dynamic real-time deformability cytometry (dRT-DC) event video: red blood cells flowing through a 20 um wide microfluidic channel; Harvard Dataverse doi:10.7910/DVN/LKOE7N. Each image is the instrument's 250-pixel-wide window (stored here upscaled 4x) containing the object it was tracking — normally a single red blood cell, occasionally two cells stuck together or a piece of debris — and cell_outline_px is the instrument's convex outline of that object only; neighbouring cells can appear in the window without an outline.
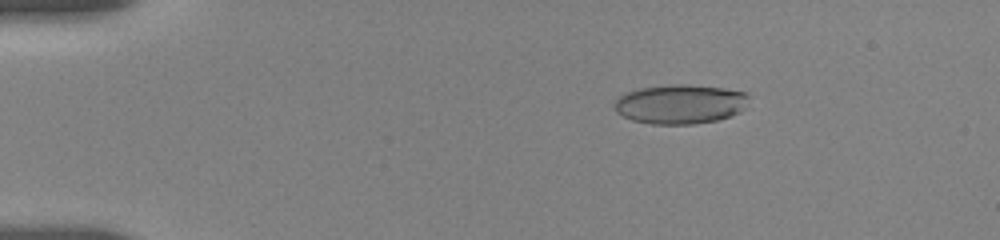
{"species": "human", "species_latin": "Homo sapiens", "temperature_condition": "room temperature", "stored_images_in_passage": 60, "camera_frame_rate_fps": 3000, "um_per_image_px": 0.085, "donor": {"sex": "female"}, "frame": {"image": 1, "passage_image": 5, "time_ms": 1.333, "image_size_px": [1000, 240], "cell_outline_px": [[748, 96], [740, 112], [716, 120], [692, 124], [652, 124], [632, 120], [616, 112], [612, 104], [620, 96], [628, 92], [640, 88], [676, 84], [684, 84], [720, 88], [748, 92]], "centroid_in_image_um": [57.77, 8.85], "position_along_channel_um": 27.2, "area_um2": 30.46}}
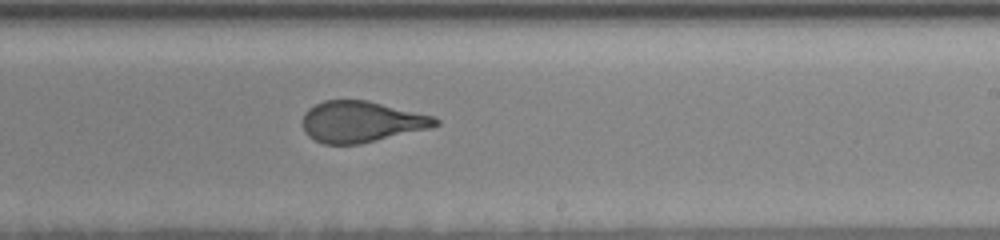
{"frame": {"image": 2, "passage_image": 35, "time_ms": 9.667, "image_size_px": [1000, 240], "cell_outline_px": [[440, 124], [432, 128], [360, 144], [324, 144], [308, 136], [304, 132], [304, 112], [308, 108], [324, 100], [368, 100], [436, 116], [440, 120]], "centroid_in_image_um": [30.77, 10.34], "position_along_channel_um": 258.2, "area_um2": 32.08}}
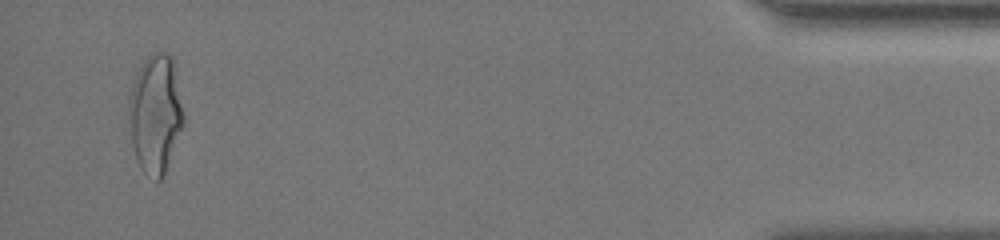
{"frame": {"image": 3, "passage_image": 58, "time_ms": 16.0, "image_size_px": [1000, 240], "cell_outline_px": [[184, 124], [164, 176], [160, 180], [156, 180], [144, 172], [140, 168], [136, 160], [132, 144], [128, 108], [128, 96], [132, 84], [144, 60], [152, 52], [164, 52], [172, 56], [184, 116]], "centroid_in_image_um": [13.21, 9.7], "position_along_channel_um": 422.0, "area_um2": 37.8}, "authors_computed_cell_mechanics": {"area_um2": 32.4258, "velocity_mm_per_s": 3.6737, "shape_relaxation_time_tau1_ms": 9.0852, "shape_relaxation_time_tau2_ms": 0.7984, "deformation_change_tau1": 0.2526, "deformation_change_tau2": 0.0772}}